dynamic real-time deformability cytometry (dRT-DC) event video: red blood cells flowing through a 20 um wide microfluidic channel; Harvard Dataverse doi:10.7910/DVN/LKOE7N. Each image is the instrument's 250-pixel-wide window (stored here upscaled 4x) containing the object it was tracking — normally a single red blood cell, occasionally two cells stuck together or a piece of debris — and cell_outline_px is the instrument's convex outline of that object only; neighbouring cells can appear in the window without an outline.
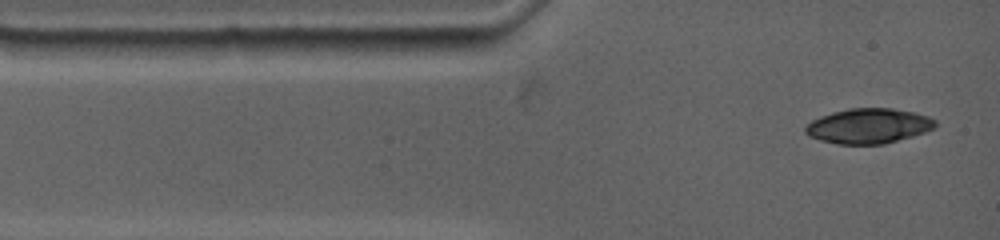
{"species": "common noctule bat (a hibernating species)", "species_latin": "Nyctalus noctula", "temperature_condition": "warm", "stored_images_in_passage": 3, "camera_frame_rate_fps": 4500, "um_per_image_px": 0.085, "animal": {"sex": "female", "body_mass_g": 19.0, "forearm_length_mm": 53.3}, "frame": {"image": 1, "passage_image": 1, "time_ms": 0.0, "image_size_px": [1000, 240], "cell_outline_px": [[936, 128], [912, 136], [884, 144], [836, 144], [820, 140], [808, 136], [804, 132], [804, 128], [812, 120], [820, 116], [832, 112], [848, 108], [892, 108], [916, 112], [928, 116], [936, 120]], "centroid_in_image_um": [73.82, 10.7], "position_along_channel_um": 11.2, "area_um2": 26.7}}